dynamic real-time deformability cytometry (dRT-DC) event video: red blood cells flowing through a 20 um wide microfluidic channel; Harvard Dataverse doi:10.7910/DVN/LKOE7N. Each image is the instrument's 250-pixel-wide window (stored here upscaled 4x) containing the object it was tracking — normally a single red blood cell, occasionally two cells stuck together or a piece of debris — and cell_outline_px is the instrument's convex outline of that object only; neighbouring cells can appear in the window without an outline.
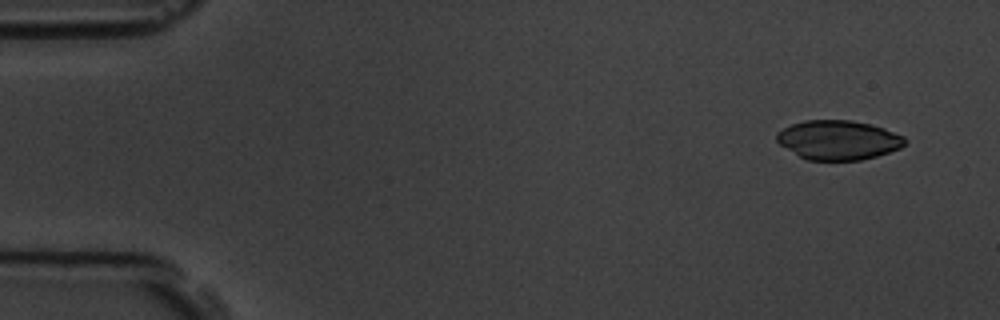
{"species": "common noctule bat (a hibernating species)", "species_latin": "Nyctalus noctula", "temperature_condition": "room temperature", "stored_images_in_passage": 7, "camera_frame_rate_fps": 3000, "um_per_image_px": 0.085, "animal": {"sex": "male", "body_mass_g": 19.5, "forearm_length_mm": 54.6}, "frame": {"image": 1, "passage_image": 1, "time_ms": 0.0, "image_size_px": [1000, 320], "cell_outline_px": [[908, 140], [900, 148], [876, 156], [860, 160], [808, 160], [800, 156], [780, 144], [776, 140], [776, 132], [792, 124], [804, 120], [852, 120], [872, 124], [884, 128], [904, 136]], "centroid_in_image_um": [71.27, 11.89], "position_along_channel_um": 13.7, "area_um2": 29.36}}